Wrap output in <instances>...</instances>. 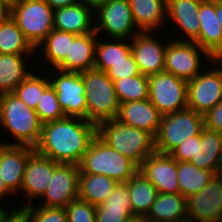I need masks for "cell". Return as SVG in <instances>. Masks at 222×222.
Listing matches in <instances>:
<instances>
[{
	"label": "cell",
	"mask_w": 222,
	"mask_h": 222,
	"mask_svg": "<svg viewBox=\"0 0 222 222\" xmlns=\"http://www.w3.org/2000/svg\"><path fill=\"white\" fill-rule=\"evenodd\" d=\"M198 49L213 61V58L195 41L176 39L174 42L167 43L164 71L186 81L192 80L199 74L200 56H198Z\"/></svg>",
	"instance_id": "obj_11"
},
{
	"label": "cell",
	"mask_w": 222,
	"mask_h": 222,
	"mask_svg": "<svg viewBox=\"0 0 222 222\" xmlns=\"http://www.w3.org/2000/svg\"><path fill=\"white\" fill-rule=\"evenodd\" d=\"M197 151V135L187 138L170 155L176 161L189 162L195 156Z\"/></svg>",
	"instance_id": "obj_41"
},
{
	"label": "cell",
	"mask_w": 222,
	"mask_h": 222,
	"mask_svg": "<svg viewBox=\"0 0 222 222\" xmlns=\"http://www.w3.org/2000/svg\"><path fill=\"white\" fill-rule=\"evenodd\" d=\"M34 147L0 143V175L10 192L21 189L28 157Z\"/></svg>",
	"instance_id": "obj_16"
},
{
	"label": "cell",
	"mask_w": 222,
	"mask_h": 222,
	"mask_svg": "<svg viewBox=\"0 0 222 222\" xmlns=\"http://www.w3.org/2000/svg\"><path fill=\"white\" fill-rule=\"evenodd\" d=\"M9 3L15 2L16 0H7Z\"/></svg>",
	"instance_id": "obj_53"
},
{
	"label": "cell",
	"mask_w": 222,
	"mask_h": 222,
	"mask_svg": "<svg viewBox=\"0 0 222 222\" xmlns=\"http://www.w3.org/2000/svg\"><path fill=\"white\" fill-rule=\"evenodd\" d=\"M7 213L4 212V210H2V208H0V222H3V219L5 217Z\"/></svg>",
	"instance_id": "obj_51"
},
{
	"label": "cell",
	"mask_w": 222,
	"mask_h": 222,
	"mask_svg": "<svg viewBox=\"0 0 222 222\" xmlns=\"http://www.w3.org/2000/svg\"><path fill=\"white\" fill-rule=\"evenodd\" d=\"M23 208L29 215L30 222H68L66 209L62 207L41 206L37 209L27 204Z\"/></svg>",
	"instance_id": "obj_37"
},
{
	"label": "cell",
	"mask_w": 222,
	"mask_h": 222,
	"mask_svg": "<svg viewBox=\"0 0 222 222\" xmlns=\"http://www.w3.org/2000/svg\"><path fill=\"white\" fill-rule=\"evenodd\" d=\"M11 17V3L7 0H0V26Z\"/></svg>",
	"instance_id": "obj_45"
},
{
	"label": "cell",
	"mask_w": 222,
	"mask_h": 222,
	"mask_svg": "<svg viewBox=\"0 0 222 222\" xmlns=\"http://www.w3.org/2000/svg\"><path fill=\"white\" fill-rule=\"evenodd\" d=\"M198 168L222 173V133L207 128L197 135V151L189 161Z\"/></svg>",
	"instance_id": "obj_22"
},
{
	"label": "cell",
	"mask_w": 222,
	"mask_h": 222,
	"mask_svg": "<svg viewBox=\"0 0 222 222\" xmlns=\"http://www.w3.org/2000/svg\"><path fill=\"white\" fill-rule=\"evenodd\" d=\"M186 204L180 193H158L145 218L148 222H188Z\"/></svg>",
	"instance_id": "obj_24"
},
{
	"label": "cell",
	"mask_w": 222,
	"mask_h": 222,
	"mask_svg": "<svg viewBox=\"0 0 222 222\" xmlns=\"http://www.w3.org/2000/svg\"><path fill=\"white\" fill-rule=\"evenodd\" d=\"M106 73L113 82L125 77L141 74L132 53L125 57L124 61L114 64Z\"/></svg>",
	"instance_id": "obj_40"
},
{
	"label": "cell",
	"mask_w": 222,
	"mask_h": 222,
	"mask_svg": "<svg viewBox=\"0 0 222 222\" xmlns=\"http://www.w3.org/2000/svg\"><path fill=\"white\" fill-rule=\"evenodd\" d=\"M96 135L138 167L155 150V138L146 131L125 125L116 119L99 123Z\"/></svg>",
	"instance_id": "obj_2"
},
{
	"label": "cell",
	"mask_w": 222,
	"mask_h": 222,
	"mask_svg": "<svg viewBox=\"0 0 222 222\" xmlns=\"http://www.w3.org/2000/svg\"><path fill=\"white\" fill-rule=\"evenodd\" d=\"M146 33V34H145ZM148 32H136L132 38L131 53L141 74L150 76L164 71L166 46L148 35Z\"/></svg>",
	"instance_id": "obj_17"
},
{
	"label": "cell",
	"mask_w": 222,
	"mask_h": 222,
	"mask_svg": "<svg viewBox=\"0 0 222 222\" xmlns=\"http://www.w3.org/2000/svg\"><path fill=\"white\" fill-rule=\"evenodd\" d=\"M162 115L149 99L121 103L116 120L156 137Z\"/></svg>",
	"instance_id": "obj_18"
},
{
	"label": "cell",
	"mask_w": 222,
	"mask_h": 222,
	"mask_svg": "<svg viewBox=\"0 0 222 222\" xmlns=\"http://www.w3.org/2000/svg\"><path fill=\"white\" fill-rule=\"evenodd\" d=\"M96 12L98 15L94 18L100 19V25L94 26L97 34L99 30L104 29L116 40L125 39L131 33L133 34L132 37L135 36L132 32L135 22L128 0H108Z\"/></svg>",
	"instance_id": "obj_15"
},
{
	"label": "cell",
	"mask_w": 222,
	"mask_h": 222,
	"mask_svg": "<svg viewBox=\"0 0 222 222\" xmlns=\"http://www.w3.org/2000/svg\"><path fill=\"white\" fill-rule=\"evenodd\" d=\"M92 17L91 8L79 1L54 10V29L76 35L91 33L95 31L94 27L90 28Z\"/></svg>",
	"instance_id": "obj_23"
},
{
	"label": "cell",
	"mask_w": 222,
	"mask_h": 222,
	"mask_svg": "<svg viewBox=\"0 0 222 222\" xmlns=\"http://www.w3.org/2000/svg\"><path fill=\"white\" fill-rule=\"evenodd\" d=\"M118 182L110 177L99 174L79 173L78 198L93 206L104 203Z\"/></svg>",
	"instance_id": "obj_26"
},
{
	"label": "cell",
	"mask_w": 222,
	"mask_h": 222,
	"mask_svg": "<svg viewBox=\"0 0 222 222\" xmlns=\"http://www.w3.org/2000/svg\"><path fill=\"white\" fill-rule=\"evenodd\" d=\"M216 60H222V52H220L219 54H217L214 58H213V61H216ZM222 69V68H221Z\"/></svg>",
	"instance_id": "obj_52"
},
{
	"label": "cell",
	"mask_w": 222,
	"mask_h": 222,
	"mask_svg": "<svg viewBox=\"0 0 222 222\" xmlns=\"http://www.w3.org/2000/svg\"><path fill=\"white\" fill-rule=\"evenodd\" d=\"M186 203L188 222H222V173Z\"/></svg>",
	"instance_id": "obj_9"
},
{
	"label": "cell",
	"mask_w": 222,
	"mask_h": 222,
	"mask_svg": "<svg viewBox=\"0 0 222 222\" xmlns=\"http://www.w3.org/2000/svg\"><path fill=\"white\" fill-rule=\"evenodd\" d=\"M95 35H97L95 31L77 35L73 41H70L69 54L56 69L80 73L94 69L97 43L94 38Z\"/></svg>",
	"instance_id": "obj_21"
},
{
	"label": "cell",
	"mask_w": 222,
	"mask_h": 222,
	"mask_svg": "<svg viewBox=\"0 0 222 222\" xmlns=\"http://www.w3.org/2000/svg\"><path fill=\"white\" fill-rule=\"evenodd\" d=\"M205 128L222 133V100L204 115Z\"/></svg>",
	"instance_id": "obj_43"
},
{
	"label": "cell",
	"mask_w": 222,
	"mask_h": 222,
	"mask_svg": "<svg viewBox=\"0 0 222 222\" xmlns=\"http://www.w3.org/2000/svg\"><path fill=\"white\" fill-rule=\"evenodd\" d=\"M107 1L108 0H83L82 4L89 7V8L93 7L92 11H97L99 8H101L103 5H105L107 3Z\"/></svg>",
	"instance_id": "obj_47"
},
{
	"label": "cell",
	"mask_w": 222,
	"mask_h": 222,
	"mask_svg": "<svg viewBox=\"0 0 222 222\" xmlns=\"http://www.w3.org/2000/svg\"><path fill=\"white\" fill-rule=\"evenodd\" d=\"M65 209L68 222H95L96 207L86 201L78 198Z\"/></svg>",
	"instance_id": "obj_39"
},
{
	"label": "cell",
	"mask_w": 222,
	"mask_h": 222,
	"mask_svg": "<svg viewBox=\"0 0 222 222\" xmlns=\"http://www.w3.org/2000/svg\"><path fill=\"white\" fill-rule=\"evenodd\" d=\"M135 25L142 32L160 27L166 14V0H128Z\"/></svg>",
	"instance_id": "obj_28"
},
{
	"label": "cell",
	"mask_w": 222,
	"mask_h": 222,
	"mask_svg": "<svg viewBox=\"0 0 222 222\" xmlns=\"http://www.w3.org/2000/svg\"><path fill=\"white\" fill-rule=\"evenodd\" d=\"M204 128V115L188 107L164 115L155 137V150L162 154H170L187 138L201 134Z\"/></svg>",
	"instance_id": "obj_7"
},
{
	"label": "cell",
	"mask_w": 222,
	"mask_h": 222,
	"mask_svg": "<svg viewBox=\"0 0 222 222\" xmlns=\"http://www.w3.org/2000/svg\"><path fill=\"white\" fill-rule=\"evenodd\" d=\"M79 168V173L105 175L118 183L127 182L139 170L133 161L112 149L97 135L90 143Z\"/></svg>",
	"instance_id": "obj_4"
},
{
	"label": "cell",
	"mask_w": 222,
	"mask_h": 222,
	"mask_svg": "<svg viewBox=\"0 0 222 222\" xmlns=\"http://www.w3.org/2000/svg\"><path fill=\"white\" fill-rule=\"evenodd\" d=\"M133 215L146 217L155 202L158 191L139 171L127 182Z\"/></svg>",
	"instance_id": "obj_27"
},
{
	"label": "cell",
	"mask_w": 222,
	"mask_h": 222,
	"mask_svg": "<svg viewBox=\"0 0 222 222\" xmlns=\"http://www.w3.org/2000/svg\"><path fill=\"white\" fill-rule=\"evenodd\" d=\"M22 58V54H0V94L13 92L30 75Z\"/></svg>",
	"instance_id": "obj_30"
},
{
	"label": "cell",
	"mask_w": 222,
	"mask_h": 222,
	"mask_svg": "<svg viewBox=\"0 0 222 222\" xmlns=\"http://www.w3.org/2000/svg\"><path fill=\"white\" fill-rule=\"evenodd\" d=\"M50 85V81L30 75L22 81L13 93L29 108L36 109L43 91Z\"/></svg>",
	"instance_id": "obj_35"
},
{
	"label": "cell",
	"mask_w": 222,
	"mask_h": 222,
	"mask_svg": "<svg viewBox=\"0 0 222 222\" xmlns=\"http://www.w3.org/2000/svg\"><path fill=\"white\" fill-rule=\"evenodd\" d=\"M94 68L107 72L114 64L124 61L131 53V45L124 43H96Z\"/></svg>",
	"instance_id": "obj_34"
},
{
	"label": "cell",
	"mask_w": 222,
	"mask_h": 222,
	"mask_svg": "<svg viewBox=\"0 0 222 222\" xmlns=\"http://www.w3.org/2000/svg\"><path fill=\"white\" fill-rule=\"evenodd\" d=\"M216 16L222 30V0H216Z\"/></svg>",
	"instance_id": "obj_48"
},
{
	"label": "cell",
	"mask_w": 222,
	"mask_h": 222,
	"mask_svg": "<svg viewBox=\"0 0 222 222\" xmlns=\"http://www.w3.org/2000/svg\"><path fill=\"white\" fill-rule=\"evenodd\" d=\"M76 34L53 29L41 42L44 43V55L50 63L57 68L69 54L70 41H73Z\"/></svg>",
	"instance_id": "obj_32"
},
{
	"label": "cell",
	"mask_w": 222,
	"mask_h": 222,
	"mask_svg": "<svg viewBox=\"0 0 222 222\" xmlns=\"http://www.w3.org/2000/svg\"><path fill=\"white\" fill-rule=\"evenodd\" d=\"M198 18L200 31L194 41L214 58L222 52V30L216 16V0H202Z\"/></svg>",
	"instance_id": "obj_20"
},
{
	"label": "cell",
	"mask_w": 222,
	"mask_h": 222,
	"mask_svg": "<svg viewBox=\"0 0 222 222\" xmlns=\"http://www.w3.org/2000/svg\"><path fill=\"white\" fill-rule=\"evenodd\" d=\"M35 111L42 124L65 117L59 104L57 93L51 84L43 91Z\"/></svg>",
	"instance_id": "obj_36"
},
{
	"label": "cell",
	"mask_w": 222,
	"mask_h": 222,
	"mask_svg": "<svg viewBox=\"0 0 222 222\" xmlns=\"http://www.w3.org/2000/svg\"><path fill=\"white\" fill-rule=\"evenodd\" d=\"M128 222H148L145 217H132Z\"/></svg>",
	"instance_id": "obj_50"
},
{
	"label": "cell",
	"mask_w": 222,
	"mask_h": 222,
	"mask_svg": "<svg viewBox=\"0 0 222 222\" xmlns=\"http://www.w3.org/2000/svg\"><path fill=\"white\" fill-rule=\"evenodd\" d=\"M59 76L51 80L58 101L65 116L79 117L87 120V104L85 86L80 72H65L59 70Z\"/></svg>",
	"instance_id": "obj_13"
},
{
	"label": "cell",
	"mask_w": 222,
	"mask_h": 222,
	"mask_svg": "<svg viewBox=\"0 0 222 222\" xmlns=\"http://www.w3.org/2000/svg\"><path fill=\"white\" fill-rule=\"evenodd\" d=\"M0 122L17 139V145L38 144L42 130L38 114L13 92L0 94Z\"/></svg>",
	"instance_id": "obj_5"
},
{
	"label": "cell",
	"mask_w": 222,
	"mask_h": 222,
	"mask_svg": "<svg viewBox=\"0 0 222 222\" xmlns=\"http://www.w3.org/2000/svg\"><path fill=\"white\" fill-rule=\"evenodd\" d=\"M85 86L87 120L94 125L116 119L119 111V100L114 82L106 72L90 69L81 72Z\"/></svg>",
	"instance_id": "obj_3"
},
{
	"label": "cell",
	"mask_w": 222,
	"mask_h": 222,
	"mask_svg": "<svg viewBox=\"0 0 222 222\" xmlns=\"http://www.w3.org/2000/svg\"><path fill=\"white\" fill-rule=\"evenodd\" d=\"M216 174L210 170L198 168L191 162L177 161V180L180 194L186 199L199 193Z\"/></svg>",
	"instance_id": "obj_29"
},
{
	"label": "cell",
	"mask_w": 222,
	"mask_h": 222,
	"mask_svg": "<svg viewBox=\"0 0 222 222\" xmlns=\"http://www.w3.org/2000/svg\"><path fill=\"white\" fill-rule=\"evenodd\" d=\"M101 205L131 206L127 183H118Z\"/></svg>",
	"instance_id": "obj_42"
},
{
	"label": "cell",
	"mask_w": 222,
	"mask_h": 222,
	"mask_svg": "<svg viewBox=\"0 0 222 222\" xmlns=\"http://www.w3.org/2000/svg\"><path fill=\"white\" fill-rule=\"evenodd\" d=\"M11 18L34 49L54 29V9L45 0L12 2Z\"/></svg>",
	"instance_id": "obj_6"
},
{
	"label": "cell",
	"mask_w": 222,
	"mask_h": 222,
	"mask_svg": "<svg viewBox=\"0 0 222 222\" xmlns=\"http://www.w3.org/2000/svg\"><path fill=\"white\" fill-rule=\"evenodd\" d=\"M79 172L80 168L77 164L59 163L42 196L47 198L42 206L66 208L72 201L78 199Z\"/></svg>",
	"instance_id": "obj_12"
},
{
	"label": "cell",
	"mask_w": 222,
	"mask_h": 222,
	"mask_svg": "<svg viewBox=\"0 0 222 222\" xmlns=\"http://www.w3.org/2000/svg\"><path fill=\"white\" fill-rule=\"evenodd\" d=\"M222 100V69L199 73L187 86V107L205 115Z\"/></svg>",
	"instance_id": "obj_10"
},
{
	"label": "cell",
	"mask_w": 222,
	"mask_h": 222,
	"mask_svg": "<svg viewBox=\"0 0 222 222\" xmlns=\"http://www.w3.org/2000/svg\"><path fill=\"white\" fill-rule=\"evenodd\" d=\"M119 103L142 101L148 99V76L138 74L114 81Z\"/></svg>",
	"instance_id": "obj_33"
},
{
	"label": "cell",
	"mask_w": 222,
	"mask_h": 222,
	"mask_svg": "<svg viewBox=\"0 0 222 222\" xmlns=\"http://www.w3.org/2000/svg\"><path fill=\"white\" fill-rule=\"evenodd\" d=\"M138 171L154 184L158 193H180L177 161L170 154L155 151L141 163Z\"/></svg>",
	"instance_id": "obj_14"
},
{
	"label": "cell",
	"mask_w": 222,
	"mask_h": 222,
	"mask_svg": "<svg viewBox=\"0 0 222 222\" xmlns=\"http://www.w3.org/2000/svg\"><path fill=\"white\" fill-rule=\"evenodd\" d=\"M3 222H30V218L26 210L22 207L18 211H13L9 216L6 214Z\"/></svg>",
	"instance_id": "obj_44"
},
{
	"label": "cell",
	"mask_w": 222,
	"mask_h": 222,
	"mask_svg": "<svg viewBox=\"0 0 222 222\" xmlns=\"http://www.w3.org/2000/svg\"><path fill=\"white\" fill-rule=\"evenodd\" d=\"M132 217V206H96L95 222H128Z\"/></svg>",
	"instance_id": "obj_38"
},
{
	"label": "cell",
	"mask_w": 222,
	"mask_h": 222,
	"mask_svg": "<svg viewBox=\"0 0 222 222\" xmlns=\"http://www.w3.org/2000/svg\"><path fill=\"white\" fill-rule=\"evenodd\" d=\"M34 48L25 39L16 22L9 17L0 26V54H26Z\"/></svg>",
	"instance_id": "obj_31"
},
{
	"label": "cell",
	"mask_w": 222,
	"mask_h": 222,
	"mask_svg": "<svg viewBox=\"0 0 222 222\" xmlns=\"http://www.w3.org/2000/svg\"><path fill=\"white\" fill-rule=\"evenodd\" d=\"M8 193H11L8 188L6 187L5 185V182L3 181L1 175H0V198L3 196V195H6Z\"/></svg>",
	"instance_id": "obj_49"
},
{
	"label": "cell",
	"mask_w": 222,
	"mask_h": 222,
	"mask_svg": "<svg viewBox=\"0 0 222 222\" xmlns=\"http://www.w3.org/2000/svg\"><path fill=\"white\" fill-rule=\"evenodd\" d=\"M58 162L34 151L27 159L21 190L31 199L43 196L53 177Z\"/></svg>",
	"instance_id": "obj_19"
},
{
	"label": "cell",
	"mask_w": 222,
	"mask_h": 222,
	"mask_svg": "<svg viewBox=\"0 0 222 222\" xmlns=\"http://www.w3.org/2000/svg\"><path fill=\"white\" fill-rule=\"evenodd\" d=\"M202 0H166V15L177 23L183 32L194 41L199 36L200 23L198 18Z\"/></svg>",
	"instance_id": "obj_25"
},
{
	"label": "cell",
	"mask_w": 222,
	"mask_h": 222,
	"mask_svg": "<svg viewBox=\"0 0 222 222\" xmlns=\"http://www.w3.org/2000/svg\"><path fill=\"white\" fill-rule=\"evenodd\" d=\"M54 10L79 3L78 0H45Z\"/></svg>",
	"instance_id": "obj_46"
},
{
	"label": "cell",
	"mask_w": 222,
	"mask_h": 222,
	"mask_svg": "<svg viewBox=\"0 0 222 222\" xmlns=\"http://www.w3.org/2000/svg\"><path fill=\"white\" fill-rule=\"evenodd\" d=\"M188 81L162 71L148 76V99L164 116L187 108Z\"/></svg>",
	"instance_id": "obj_8"
},
{
	"label": "cell",
	"mask_w": 222,
	"mask_h": 222,
	"mask_svg": "<svg viewBox=\"0 0 222 222\" xmlns=\"http://www.w3.org/2000/svg\"><path fill=\"white\" fill-rule=\"evenodd\" d=\"M74 119V121H73ZM65 116L42 124L41 136L35 151L58 163L79 165L96 136V125L82 118Z\"/></svg>",
	"instance_id": "obj_1"
}]
</instances>
